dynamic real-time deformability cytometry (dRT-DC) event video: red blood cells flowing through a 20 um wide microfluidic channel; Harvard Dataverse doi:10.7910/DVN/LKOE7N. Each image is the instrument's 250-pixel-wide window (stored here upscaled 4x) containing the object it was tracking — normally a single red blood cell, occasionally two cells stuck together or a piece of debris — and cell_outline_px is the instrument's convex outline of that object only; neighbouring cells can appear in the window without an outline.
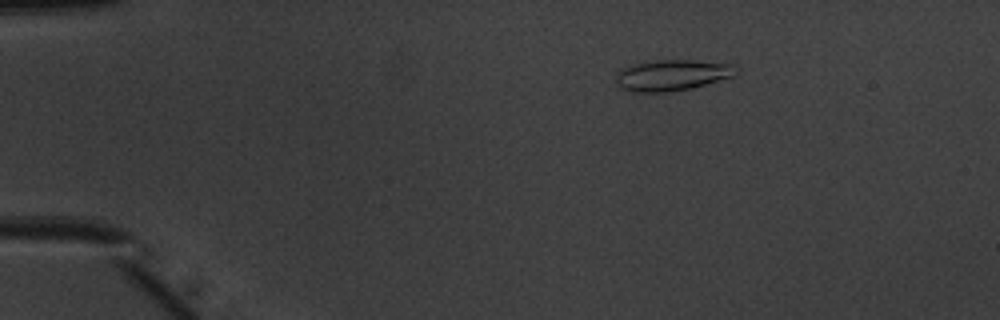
{"species": "common noctule bat (a hibernating species)", "species_latin": "Nyctalus noctula", "temperature_condition": "warm", "stored_images_in_passage": 51, "camera_frame_rate_fps": 3000, "um_per_image_px": 0.085, "animal": {"sex": "male", "body_mass_g": 20.1, "forearm_length_mm": 53.5}, "frame": {"image": 1, "passage_image": 9, "time_ms": 2.667, "image_size_px": [1000, 320], "cell_outline_px": [[736, 64], [732, 76], [692, 88], [668, 92], [632, 92], [620, 88], [616, 84], [616, 76], [620, 68], [632, 64], [656, 60], [692, 60]], "centroid_in_image_um": [57.04, 6.39], "position_along_channel_um": 28.0, "area_um2": 21.68}}
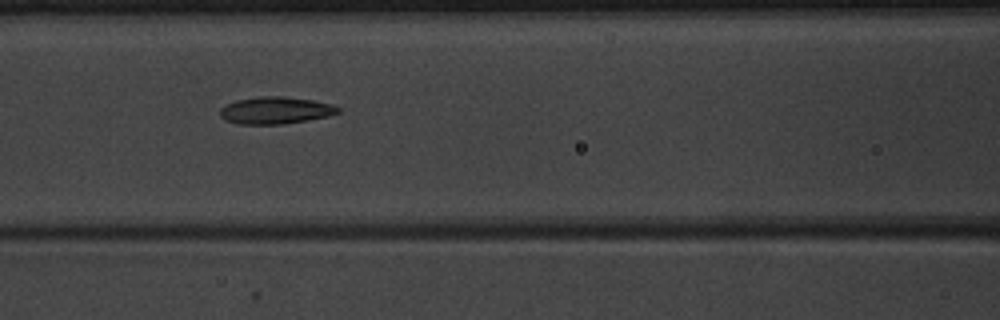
{"frame": {"image": 2, "passage_image": 23, "time_ms": 7.333, "image_size_px": [1000, 320], "cell_outline_px": [[340, 112], [328, 116], [308, 120], [284, 124], [236, 124], [224, 120], [220, 116], [220, 108], [236, 100], [260, 96], [284, 96], [312, 100], [332, 104], [340, 108]], "centroid_in_image_um": [23.41, 9.38], "position_along_channel_um": 143.2, "area_um2": 18.73}}
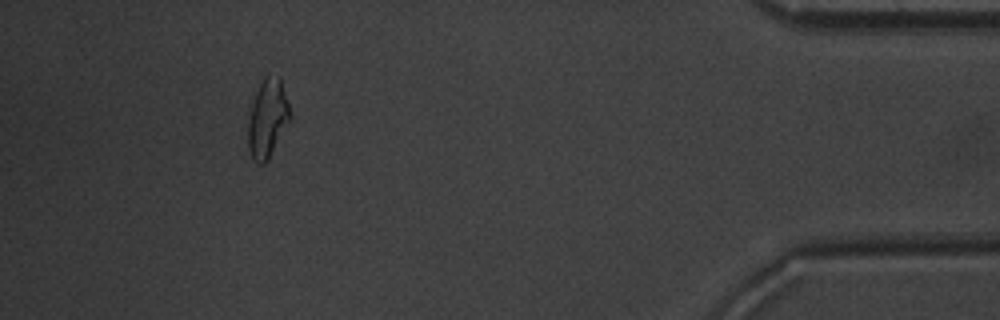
{"frame": {"image": 3, "passage_image": 47, "time_ms": 15.333, "image_size_px": [1000, 320], "cell_outline_px": [[292, 116], [268, 160], [264, 164], [260, 164], [252, 160], [248, 148], [248, 120], [252, 88], [256, 80], [264, 76], [280, 76]], "centroid_in_image_um": [22.69, 9.97], "position_along_channel_um": 412.5, "area_um2": 20.11}, "authors_computed_cell_mechanics": {"area_um2": 18.8428, "velocity_mm_per_s": 4.0282, "shape_relaxation_time_tau1_ms": 5.1542, "shape_relaxation_time_tau2_ms": 2.8749, "deformation_change_tau1": 0.1601, "deformation_change_tau2": 0.1019}}